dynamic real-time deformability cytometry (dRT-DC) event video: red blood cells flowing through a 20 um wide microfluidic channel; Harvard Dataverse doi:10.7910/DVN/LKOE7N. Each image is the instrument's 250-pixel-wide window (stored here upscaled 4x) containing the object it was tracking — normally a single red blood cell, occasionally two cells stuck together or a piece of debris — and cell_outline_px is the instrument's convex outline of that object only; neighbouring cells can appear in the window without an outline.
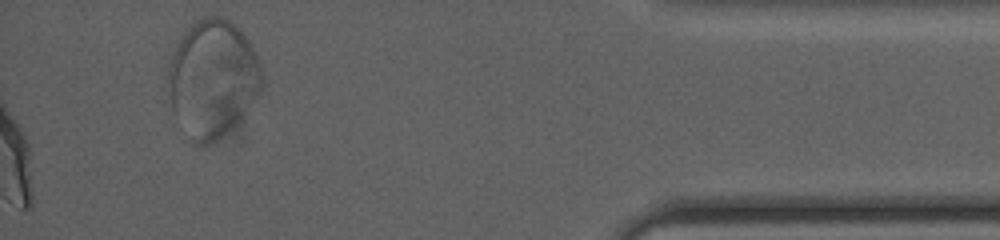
{"species": "human", "species_latin": "Homo sapiens", "temperature_condition": "cold", "stored_images_in_passage": 55, "segment_of_instrument_passage": [2, 2], "camera_frame_rate_fps": 3000, "um_per_image_px": 0.085, "donor": {"sex": "female"}, "frame": {"image": 1, "passage_image": 55, "time_ms": 18.0, "image_size_px": [1000, 240], "cell_outline_px": [[264, 80], [256, 96], [244, 116], [228, 132], [216, 140], [208, 144], [196, 144], [172, 108], [168, 80], [168, 68], [172, 52], [188, 24], [204, 16], [220, 16], [236, 24], [244, 32], [260, 64], [264, 76]], "centroid_in_image_um": [18.09, 6.61], "position_along_channel_um": 417.1, "area_um2": 63.87}}